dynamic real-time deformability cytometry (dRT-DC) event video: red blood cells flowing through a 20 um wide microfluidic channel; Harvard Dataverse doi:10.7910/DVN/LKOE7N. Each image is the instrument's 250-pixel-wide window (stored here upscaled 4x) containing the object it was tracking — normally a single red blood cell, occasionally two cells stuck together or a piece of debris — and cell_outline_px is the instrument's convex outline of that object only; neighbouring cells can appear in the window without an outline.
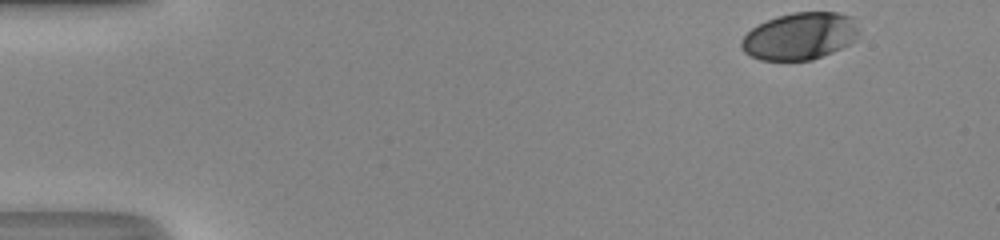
{"species": "human", "species_latin": "Homo sapiens", "temperature_condition": "room temperature", "stored_images_in_passage": 37, "camera_frame_rate_fps": 3000, "um_per_image_px": 0.085, "donor": {"sex": "male"}, "frame": {"image": 1, "passage_image": 1, "time_ms": 0.0, "image_size_px": [1000, 240], "cell_outline_px": [[860, 28], [856, 40], [832, 52], [812, 60], [760, 60], [744, 52], [740, 44], [740, 40], [752, 28], [776, 16], [792, 12], [836, 12], [852, 16]], "centroid_in_image_um": [68.01, 3.06], "position_along_channel_um": 17.0, "area_um2": 32.37}}
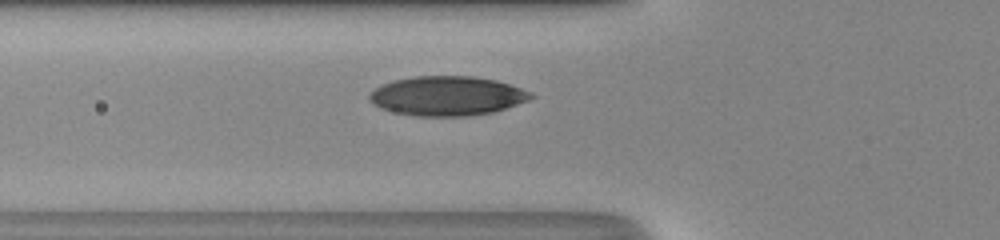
{"frame": {"image": 2, "passage_image": 15, "time_ms": 4.667, "image_size_px": [1000, 240], "cell_outline_px": [[536, 96], [528, 100], [492, 112], [468, 116], [416, 116], [396, 112], [380, 108], [372, 104], [368, 100], [368, 96], [380, 84], [392, 80], [416, 76], [472, 76], [496, 80], [532, 92]], "centroid_in_image_um": [37.97, 8.15], "position_along_channel_um": 87.8, "area_um2": 37.05}}
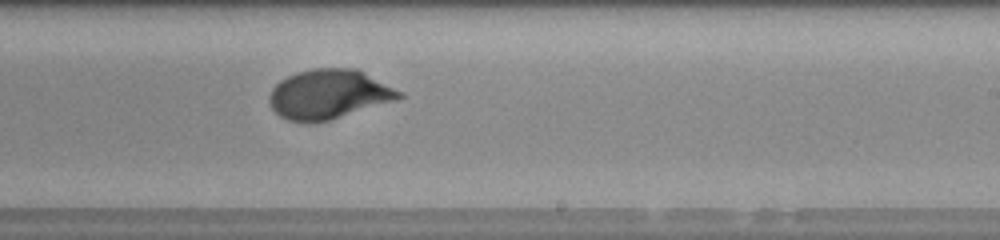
{"frame": {"image": 3, "passage_image": 27, "time_ms": 8.667, "image_size_px": [1000, 240], "cell_outline_px": [[404, 96], [396, 100], [328, 120], [312, 124], [288, 120], [280, 116], [272, 108], [268, 100], [268, 96], [272, 88], [280, 80], [296, 72], [312, 68], [356, 68], [404, 92]], "centroid_in_image_um": [27.93, 8.01], "position_along_channel_um": 261.1, "area_um2": 37.51}, "authors_computed_cell_mechanics": {"area_um2": 36.8764, "velocity_mm_per_s": 4.3337, "shape_relaxation_time_tau1_ms": 3.7725, "shape_relaxation_time_tau2_ms": null, "deformation_change_tau1": 0.1824, "deformation_change_tau2": null}}